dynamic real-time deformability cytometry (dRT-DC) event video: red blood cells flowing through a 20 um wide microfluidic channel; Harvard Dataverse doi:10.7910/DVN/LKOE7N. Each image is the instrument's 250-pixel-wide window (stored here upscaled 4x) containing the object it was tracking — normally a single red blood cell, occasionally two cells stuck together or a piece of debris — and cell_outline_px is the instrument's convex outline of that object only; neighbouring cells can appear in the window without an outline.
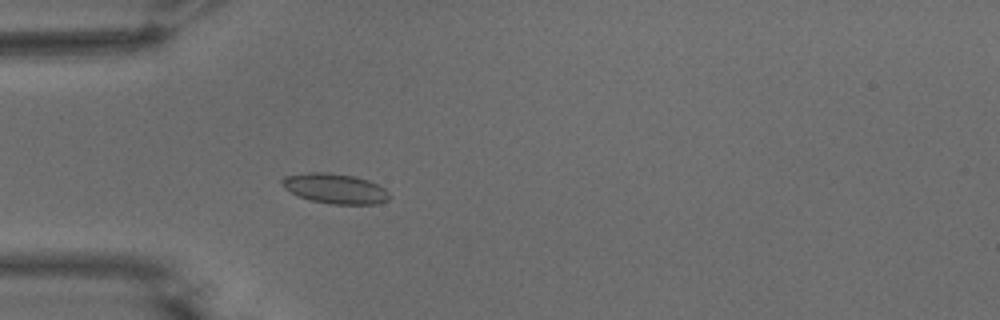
{"species": "common noctule bat (a hibernating species)", "species_latin": "Nyctalus noctula", "temperature_condition": "warm", "stored_images_in_passage": 54, "camera_frame_rate_fps": 3000, "um_per_image_px": 0.085, "animal": {"sex": "male", "body_mass_g": 15.6}, "frame": {"image": 1, "passage_image": 16, "time_ms": 5.0, "image_size_px": [1000, 320], "cell_outline_px": [[392, 196], [388, 200], [376, 204], [332, 204], [312, 200], [300, 196], [284, 188], [280, 184], [280, 180], [284, 176], [308, 172], [328, 172], [352, 176], [368, 180], [384, 188]], "centroid_in_image_um": [28.47, 16.02], "position_along_channel_um": 56.5, "area_um2": 18.73}}
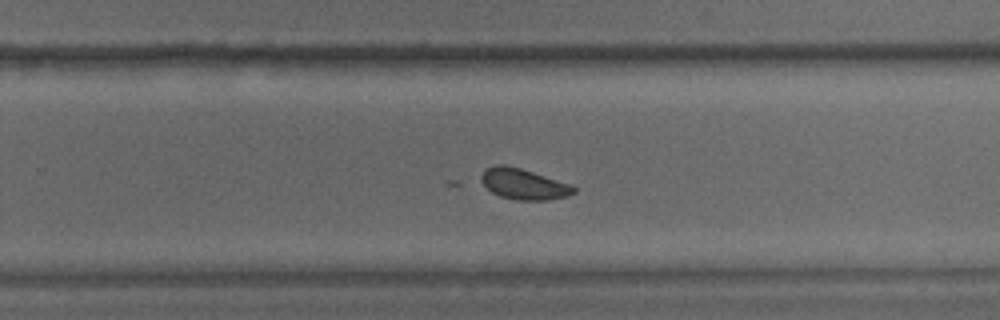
{"frame": {"image": 2, "passage_image": 35, "time_ms": 11.333, "image_size_px": [1000, 320], "cell_outline_px": [[576, 192], [568, 196], [548, 200], [516, 200], [500, 196], [492, 192], [480, 180], [480, 176], [488, 168], [496, 164], [504, 164], [520, 168], [572, 184], [576, 188]], "centroid_in_image_um": [44.55, 15.65], "position_along_channel_um": 285.3, "area_um2": 16.59}}
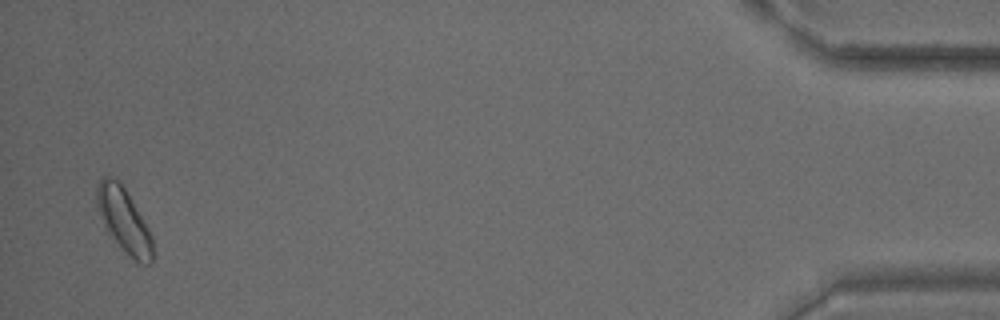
{"frame": {"image": 3, "passage_image": 53, "time_ms": 17.333, "image_size_px": [1000, 320], "cell_outline_px": [[152, 264], [140, 264], [104, 228], [96, 204], [96, 188], [100, 176], [108, 176], [120, 180], [148, 228], [152, 236]], "centroid_in_image_um": [10.5, 18.65], "position_along_channel_um": 424.7, "area_um2": 20.52}}